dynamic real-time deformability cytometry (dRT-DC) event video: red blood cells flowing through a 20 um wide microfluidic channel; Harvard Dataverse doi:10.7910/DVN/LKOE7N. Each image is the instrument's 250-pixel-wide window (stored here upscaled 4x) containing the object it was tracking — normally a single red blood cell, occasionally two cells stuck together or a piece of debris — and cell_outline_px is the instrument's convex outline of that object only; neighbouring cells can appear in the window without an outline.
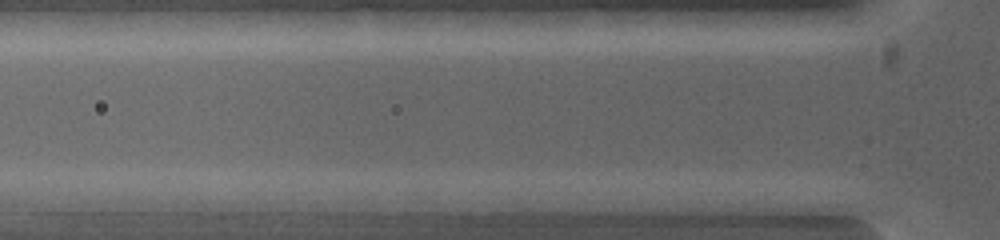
{"species": "common noctule bat (a hibernating species)", "species_latin": "Nyctalus noctula", "temperature_condition": "warm", "stored_images_in_passage": 3, "camera_frame_rate_fps": 5000, "um_per_image_px": 0.085, "animal": {"sex": "female", "body_mass_g": 19.0, "forearm_length_mm": 53.3}, "frame": {"image": 1, "passage_image": 3, "time_ms": 0.6, "image_size_px": [1000, 240], "cell_outline_px": [[788, 200], [784, 216], [772, 220], [616, 200], [764, 192]], "centroid_in_image_um": [61.76, 17.36], "position_along_channel_um": 64.0, "area_um2": 18.03}}